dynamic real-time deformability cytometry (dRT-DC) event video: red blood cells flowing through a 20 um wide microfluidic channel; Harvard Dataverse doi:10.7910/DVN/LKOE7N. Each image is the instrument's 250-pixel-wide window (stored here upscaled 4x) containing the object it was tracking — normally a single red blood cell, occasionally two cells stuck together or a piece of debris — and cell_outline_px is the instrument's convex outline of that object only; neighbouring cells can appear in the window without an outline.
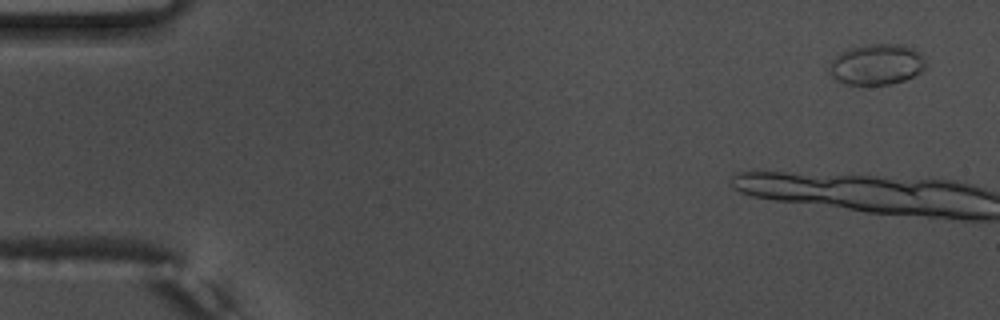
{"species": "common noctule bat (a hibernating species)", "species_latin": "Nyctalus noctula", "temperature_condition": "warm", "stored_images_in_passage": 9, "camera_frame_rate_fps": 3000, "um_per_image_px": 0.085, "animal": {"sex": "male", "body_mass_g": 17.5, "forearm_length_mm": 52.3}, "frame": {"image": 1, "passage_image": 1, "time_ms": 0.0, "image_size_px": [1000, 320], "cell_outline_px": [[924, 68], [920, 72], [904, 80], [892, 84], [848, 84], [836, 80], [828, 72], [828, 68], [832, 60], [840, 52], [852, 48], [872, 44], [904, 44], [920, 52], [924, 56]], "centroid_in_image_um": [74.51, 5.47], "position_along_channel_um": 10.5, "area_um2": 22.77}}